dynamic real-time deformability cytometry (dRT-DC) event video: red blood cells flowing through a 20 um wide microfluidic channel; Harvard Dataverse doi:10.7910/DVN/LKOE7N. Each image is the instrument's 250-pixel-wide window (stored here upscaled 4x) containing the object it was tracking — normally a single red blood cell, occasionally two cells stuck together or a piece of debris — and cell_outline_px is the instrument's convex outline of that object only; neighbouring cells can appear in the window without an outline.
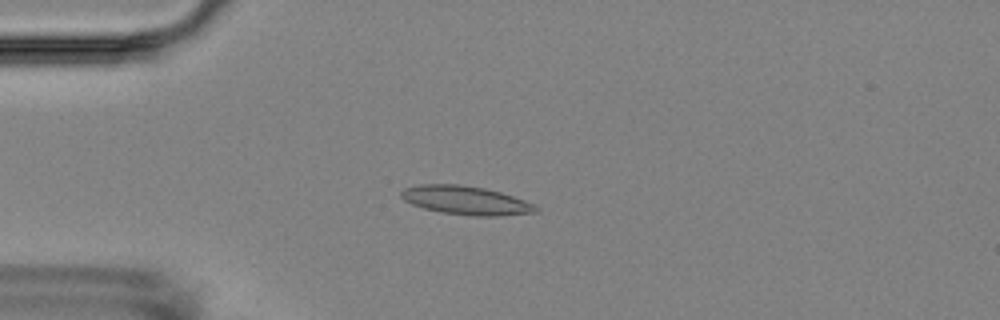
{"species": "Egyptian fruit bat (a non-hibernating species)", "species_latin": "Rousettus aegyptiacus", "temperature_condition": "room temperature", "stored_images_in_passage": 8, "camera_frame_rate_fps": 3000, "um_per_image_px": 0.085, "animal": {"sex": "female"}, "frame": {"image": 1, "passage_image": 3, "time_ms": 3.333, "image_size_px": [1000, 320], "cell_outline_px": [[540, 212], [500, 216], [472, 216], [440, 212], [424, 208], [412, 204], [404, 200], [400, 196], [400, 192], [404, 188], [420, 184], [460, 184], [484, 188], [500, 192], [536, 204], [540, 208]], "centroid_in_image_um": [39.63, 17.04], "position_along_channel_um": 45.4, "area_um2": 22.72}}
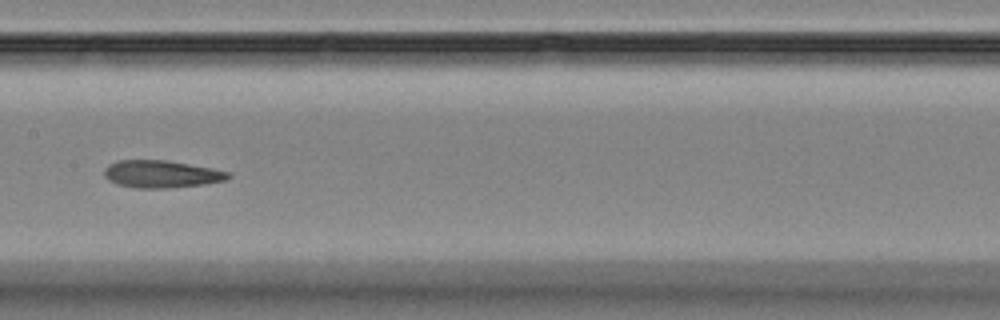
{"frame": {"image": 2, "passage_image": 7, "time_ms": 8.0, "image_size_px": [1000, 320], "cell_outline_px": [[232, 176], [228, 180], [204, 184], [168, 188], [136, 188], [120, 184], [108, 180], [104, 176], [104, 168], [108, 164], [120, 160], [164, 160], [212, 168], [232, 172]], "centroid_in_image_um": [13.75, 14.79], "position_along_channel_um": 193.6, "area_um2": 19.83}}
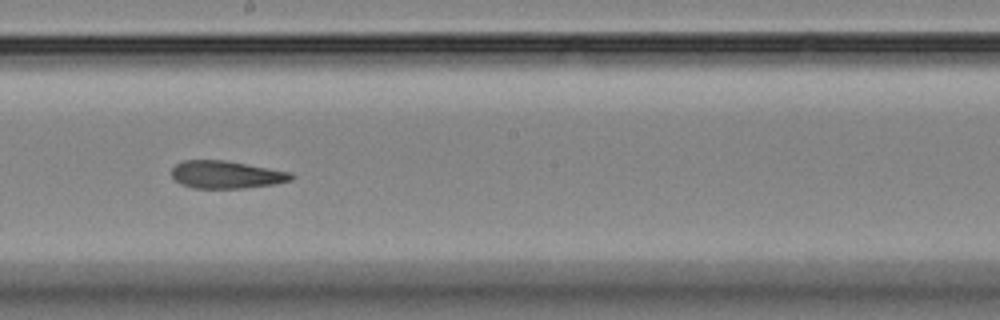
{"frame": {"image": 3, "passage_image": 8, "time_ms": 9.0, "image_size_px": [1000, 320], "cell_outline_px": [[296, 176], [292, 180], [276, 184], [244, 188], [196, 188], [180, 184], [172, 176], [172, 168], [176, 164], [184, 160], [224, 160], [292, 172]], "centroid_in_image_um": [19.27, 14.84], "position_along_channel_um": 228.9, "area_um2": 19.31}}